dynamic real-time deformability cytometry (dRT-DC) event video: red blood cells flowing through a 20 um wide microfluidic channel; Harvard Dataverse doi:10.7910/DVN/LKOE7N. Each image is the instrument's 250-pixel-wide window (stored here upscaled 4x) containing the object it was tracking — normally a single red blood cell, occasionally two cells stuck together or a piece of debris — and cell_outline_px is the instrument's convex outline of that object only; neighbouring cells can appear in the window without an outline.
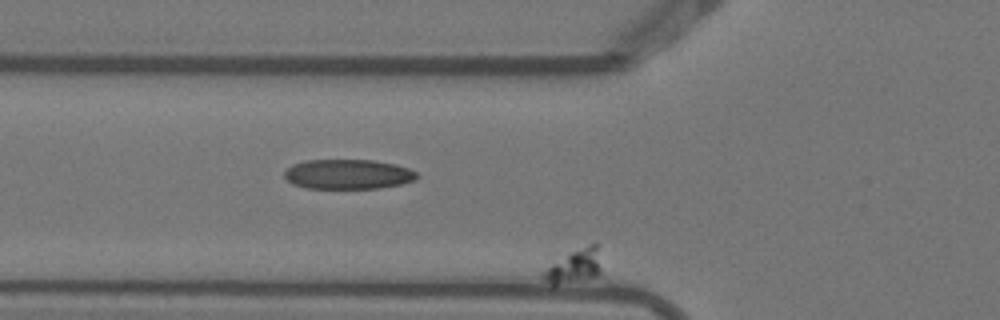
{"species": "Egyptian fruit bat (a non-hibernating species)", "species_latin": "Rousettus aegyptiacus", "temperature_condition": "warm", "stored_images_in_passage": 11, "segment_of_instrument_passage": [2, 2], "camera_frame_rate_fps": 3000, "um_per_image_px": 0.085, "animal": {"sex": "female"}, "frame": {"image": 1, "passage_image": 2, "time_ms": 0.333, "image_size_px": [1000, 320], "cell_outline_px": [[600, 276], [584, 280], [556, 284], [552, 284], [544, 280], [540, 276], [540, 272], [568, 252], [596, 240], [600, 268]], "centroid_in_image_um": [48.82, 22.6], "position_along_channel_um": 77.0, "area_um2": 11.62}}
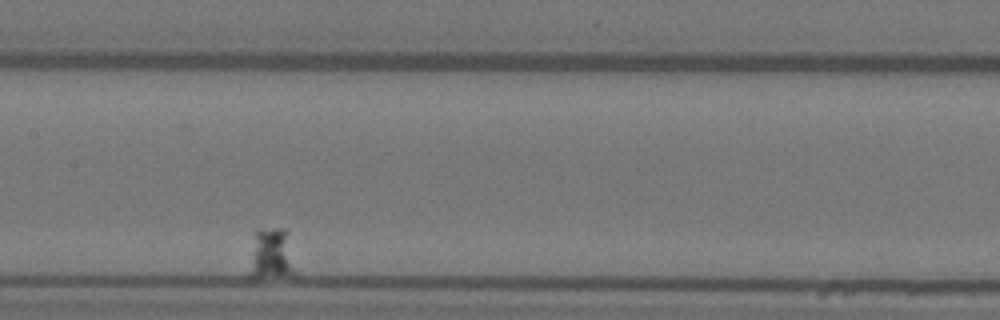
{"frame": {"image": 2, "passage_image": 6, "time_ms": 1.667, "image_size_px": [1000, 320], "cell_outline_px": [[296, 276], [256, 280], [252, 280], [248, 276], [248, 272], [252, 232], [256, 228], [284, 228], [288, 232], [296, 272]], "centroid_in_image_um": [23.02, 21.65], "position_along_channel_um": 184.4, "area_um2": 15.2}}
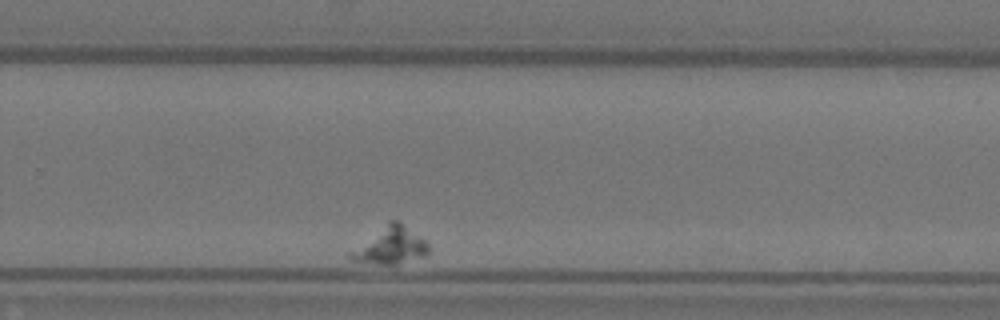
{"frame": {"image": 3, "passage_image": 10, "time_ms": 3.0, "image_size_px": [1000, 320], "cell_outline_px": [[432, 252], [428, 256], [396, 264], [376, 264], [352, 260], [344, 252], [388, 220], [396, 220], [424, 240], [428, 244]], "centroid_in_image_um": [33.11, 20.88], "position_along_channel_um": 296.7, "area_um2": 17.4}}